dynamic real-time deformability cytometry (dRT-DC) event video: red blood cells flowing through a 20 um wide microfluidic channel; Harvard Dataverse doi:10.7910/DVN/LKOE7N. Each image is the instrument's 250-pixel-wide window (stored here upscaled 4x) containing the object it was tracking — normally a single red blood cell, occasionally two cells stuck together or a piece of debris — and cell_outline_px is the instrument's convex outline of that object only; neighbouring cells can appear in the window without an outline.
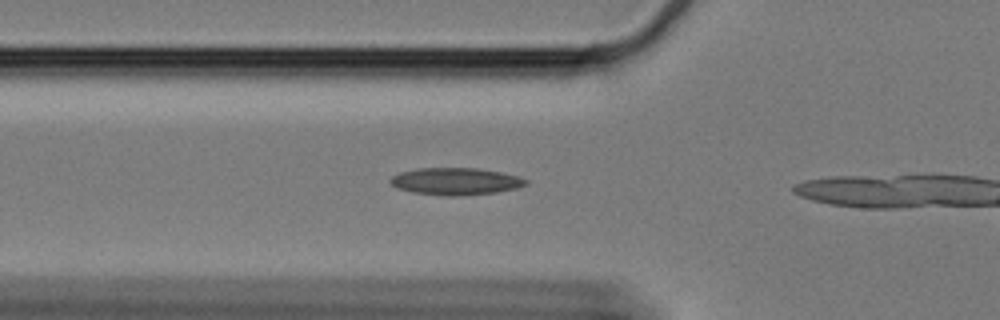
{"species": "Egyptian fruit bat (a non-hibernating species)", "species_latin": "Rousettus aegyptiacus", "temperature_condition": "cold", "stored_images_in_passage": 7, "camera_frame_rate_fps": 3000, "um_per_image_px": 0.085, "animal": {"sex": "female"}, "frame": {"image": 1, "passage_image": 2, "time_ms": 0.333, "image_size_px": [1000, 320], "cell_outline_px": [[528, 184], [516, 188], [496, 192], [456, 196], [448, 196], [412, 192], [396, 188], [388, 180], [392, 176], [400, 172], [416, 168], [476, 168], [500, 172], [520, 176], [528, 180]], "centroid_in_image_um": [38.72, 15.41], "position_along_channel_um": 87.1, "area_um2": 21.44}}
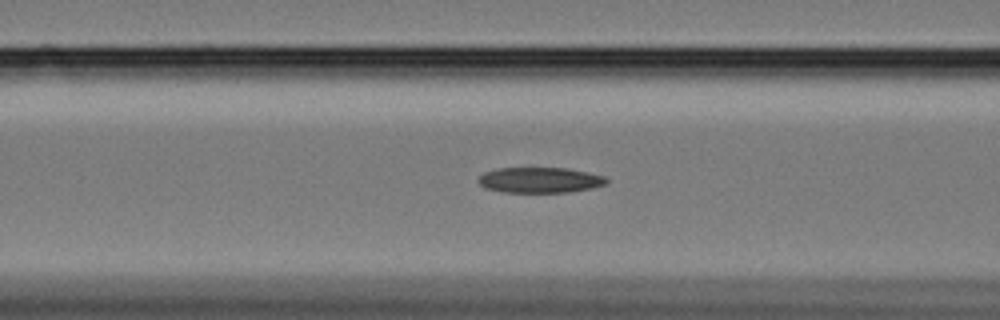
{"frame": {"image": 2, "passage_image": 5, "time_ms": 1.333, "image_size_px": [1000, 320], "cell_outline_px": [[608, 184], [592, 188], [568, 192], [500, 192], [484, 188], [476, 180], [484, 172], [496, 168], [568, 168], [604, 176], [608, 180]], "centroid_in_image_um": [45.86, 15.31], "position_along_channel_um": 120.7, "area_um2": 19.19}}